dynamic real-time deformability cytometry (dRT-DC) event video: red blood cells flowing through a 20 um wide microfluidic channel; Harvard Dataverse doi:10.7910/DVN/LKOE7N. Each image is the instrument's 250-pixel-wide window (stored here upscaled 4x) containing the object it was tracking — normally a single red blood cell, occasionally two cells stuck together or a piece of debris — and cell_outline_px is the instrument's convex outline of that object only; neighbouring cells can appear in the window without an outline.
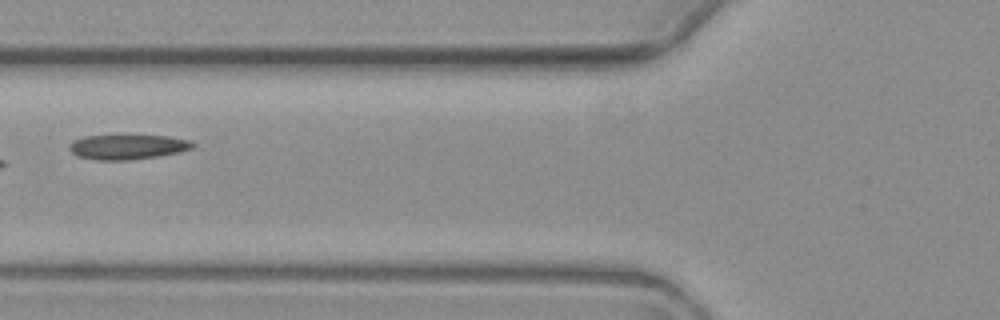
{"species": "common noctule bat (a hibernating species)", "species_latin": "Nyctalus noctula", "temperature_condition": "warm", "stored_images_in_passage": 6, "camera_frame_rate_fps": 3000, "um_per_image_px": 0.085, "animal": {"sex": "female", "body_mass_g": 19.3, "forearm_length_mm": 54.1}, "frame": {"image": 1, "passage_image": 6, "time_ms": 6.667, "image_size_px": [1000, 320], "cell_outline_px": [[196, 148], [180, 152], [160, 156], [132, 160], [96, 160], [76, 156], [68, 148], [68, 144], [72, 140], [84, 136], [168, 136], [188, 140], [196, 144]], "centroid_in_image_um": [10.85, 12.5], "position_along_channel_um": 115.0, "area_um2": 18.03}}